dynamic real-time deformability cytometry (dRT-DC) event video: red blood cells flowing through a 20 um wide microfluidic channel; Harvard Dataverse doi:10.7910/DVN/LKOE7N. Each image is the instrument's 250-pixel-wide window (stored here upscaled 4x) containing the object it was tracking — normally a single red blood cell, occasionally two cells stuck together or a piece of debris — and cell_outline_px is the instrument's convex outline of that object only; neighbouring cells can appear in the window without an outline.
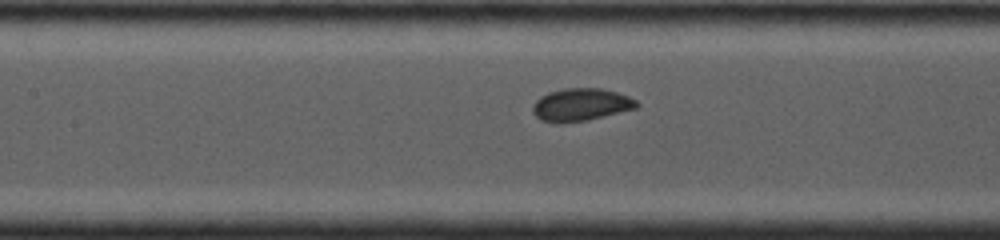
{"species": "common noctule bat (a hibernating species)", "species_latin": "Nyctalus noctula", "temperature_condition": "cold", "stored_images_in_passage": 8, "segment_of_instrument_passage": [2, 2], "camera_frame_rate_fps": 4000, "um_per_image_px": 0.085, "animal": {"sex": "female", "body_mass_g": 19.0, "forearm_length_mm": 53.3}, "frame": {"image": 1, "passage_image": 8, "time_ms": 6.25, "image_size_px": [1000, 240], "cell_outline_px": [[640, 104], [636, 108], [588, 120], [556, 124], [552, 124], [540, 120], [532, 112], [532, 104], [540, 96], [548, 92], [564, 88], [600, 88], [616, 92], [628, 96], [636, 100]], "centroid_in_image_um": [49.32, 8.91], "position_along_channel_um": 158.1, "area_um2": 20.0}}